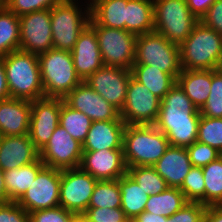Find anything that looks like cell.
Segmentation results:
<instances>
[{
    "mask_svg": "<svg viewBox=\"0 0 222 222\" xmlns=\"http://www.w3.org/2000/svg\"><path fill=\"white\" fill-rule=\"evenodd\" d=\"M200 112L176 83L163 97L155 126L172 146L188 147L197 141Z\"/></svg>",
    "mask_w": 222,
    "mask_h": 222,
    "instance_id": "cell-1",
    "label": "cell"
},
{
    "mask_svg": "<svg viewBox=\"0 0 222 222\" xmlns=\"http://www.w3.org/2000/svg\"><path fill=\"white\" fill-rule=\"evenodd\" d=\"M179 47L182 70H217L222 63V36L201 21Z\"/></svg>",
    "mask_w": 222,
    "mask_h": 222,
    "instance_id": "cell-2",
    "label": "cell"
},
{
    "mask_svg": "<svg viewBox=\"0 0 222 222\" xmlns=\"http://www.w3.org/2000/svg\"><path fill=\"white\" fill-rule=\"evenodd\" d=\"M2 58L10 98L34 101L44 97L38 55L19 49Z\"/></svg>",
    "mask_w": 222,
    "mask_h": 222,
    "instance_id": "cell-3",
    "label": "cell"
},
{
    "mask_svg": "<svg viewBox=\"0 0 222 222\" xmlns=\"http://www.w3.org/2000/svg\"><path fill=\"white\" fill-rule=\"evenodd\" d=\"M170 146L166 135L155 125H126L123 156L126 167L153 166Z\"/></svg>",
    "mask_w": 222,
    "mask_h": 222,
    "instance_id": "cell-4",
    "label": "cell"
},
{
    "mask_svg": "<svg viewBox=\"0 0 222 222\" xmlns=\"http://www.w3.org/2000/svg\"><path fill=\"white\" fill-rule=\"evenodd\" d=\"M83 1L63 0L50 9L53 48L72 51L90 21V3Z\"/></svg>",
    "mask_w": 222,
    "mask_h": 222,
    "instance_id": "cell-5",
    "label": "cell"
},
{
    "mask_svg": "<svg viewBox=\"0 0 222 222\" xmlns=\"http://www.w3.org/2000/svg\"><path fill=\"white\" fill-rule=\"evenodd\" d=\"M44 97L64 98L82 80L69 51L52 48L38 55Z\"/></svg>",
    "mask_w": 222,
    "mask_h": 222,
    "instance_id": "cell-6",
    "label": "cell"
},
{
    "mask_svg": "<svg viewBox=\"0 0 222 222\" xmlns=\"http://www.w3.org/2000/svg\"><path fill=\"white\" fill-rule=\"evenodd\" d=\"M134 64L154 66L176 80L182 70L180 47L156 31L137 35Z\"/></svg>",
    "mask_w": 222,
    "mask_h": 222,
    "instance_id": "cell-7",
    "label": "cell"
},
{
    "mask_svg": "<svg viewBox=\"0 0 222 222\" xmlns=\"http://www.w3.org/2000/svg\"><path fill=\"white\" fill-rule=\"evenodd\" d=\"M199 20L185 0H154V31L180 45Z\"/></svg>",
    "mask_w": 222,
    "mask_h": 222,
    "instance_id": "cell-8",
    "label": "cell"
},
{
    "mask_svg": "<svg viewBox=\"0 0 222 222\" xmlns=\"http://www.w3.org/2000/svg\"><path fill=\"white\" fill-rule=\"evenodd\" d=\"M90 26L96 31L104 66L131 69L135 61L137 35L122 29Z\"/></svg>",
    "mask_w": 222,
    "mask_h": 222,
    "instance_id": "cell-9",
    "label": "cell"
},
{
    "mask_svg": "<svg viewBox=\"0 0 222 222\" xmlns=\"http://www.w3.org/2000/svg\"><path fill=\"white\" fill-rule=\"evenodd\" d=\"M161 100L132 76L120 117L126 125H155Z\"/></svg>",
    "mask_w": 222,
    "mask_h": 222,
    "instance_id": "cell-10",
    "label": "cell"
},
{
    "mask_svg": "<svg viewBox=\"0 0 222 222\" xmlns=\"http://www.w3.org/2000/svg\"><path fill=\"white\" fill-rule=\"evenodd\" d=\"M97 180L80 167L61 170L59 203L81 216L88 208Z\"/></svg>",
    "mask_w": 222,
    "mask_h": 222,
    "instance_id": "cell-11",
    "label": "cell"
},
{
    "mask_svg": "<svg viewBox=\"0 0 222 222\" xmlns=\"http://www.w3.org/2000/svg\"><path fill=\"white\" fill-rule=\"evenodd\" d=\"M61 170L44 167L17 203L28 213L60 205Z\"/></svg>",
    "mask_w": 222,
    "mask_h": 222,
    "instance_id": "cell-12",
    "label": "cell"
},
{
    "mask_svg": "<svg viewBox=\"0 0 222 222\" xmlns=\"http://www.w3.org/2000/svg\"><path fill=\"white\" fill-rule=\"evenodd\" d=\"M82 144L60 125L53 132L48 143L39 151L40 160L46 167L71 169L80 167Z\"/></svg>",
    "mask_w": 222,
    "mask_h": 222,
    "instance_id": "cell-13",
    "label": "cell"
},
{
    "mask_svg": "<svg viewBox=\"0 0 222 222\" xmlns=\"http://www.w3.org/2000/svg\"><path fill=\"white\" fill-rule=\"evenodd\" d=\"M62 98L43 97L31 101L29 137L40 151L50 140L60 122Z\"/></svg>",
    "mask_w": 222,
    "mask_h": 222,
    "instance_id": "cell-14",
    "label": "cell"
},
{
    "mask_svg": "<svg viewBox=\"0 0 222 222\" xmlns=\"http://www.w3.org/2000/svg\"><path fill=\"white\" fill-rule=\"evenodd\" d=\"M19 19L20 50L40 55L53 48L50 9L35 11Z\"/></svg>",
    "mask_w": 222,
    "mask_h": 222,
    "instance_id": "cell-15",
    "label": "cell"
},
{
    "mask_svg": "<svg viewBox=\"0 0 222 222\" xmlns=\"http://www.w3.org/2000/svg\"><path fill=\"white\" fill-rule=\"evenodd\" d=\"M130 77V69L103 66L84 82L108 103L121 111L126 101Z\"/></svg>",
    "mask_w": 222,
    "mask_h": 222,
    "instance_id": "cell-16",
    "label": "cell"
},
{
    "mask_svg": "<svg viewBox=\"0 0 222 222\" xmlns=\"http://www.w3.org/2000/svg\"><path fill=\"white\" fill-rule=\"evenodd\" d=\"M72 109L84 113L92 121L122 120L120 111L82 81L64 98Z\"/></svg>",
    "mask_w": 222,
    "mask_h": 222,
    "instance_id": "cell-17",
    "label": "cell"
},
{
    "mask_svg": "<svg viewBox=\"0 0 222 222\" xmlns=\"http://www.w3.org/2000/svg\"><path fill=\"white\" fill-rule=\"evenodd\" d=\"M80 168L97 181L117 180L127 172L123 150L83 151Z\"/></svg>",
    "mask_w": 222,
    "mask_h": 222,
    "instance_id": "cell-18",
    "label": "cell"
},
{
    "mask_svg": "<svg viewBox=\"0 0 222 222\" xmlns=\"http://www.w3.org/2000/svg\"><path fill=\"white\" fill-rule=\"evenodd\" d=\"M75 71L82 81L104 66L96 31L88 24L70 52Z\"/></svg>",
    "mask_w": 222,
    "mask_h": 222,
    "instance_id": "cell-19",
    "label": "cell"
},
{
    "mask_svg": "<svg viewBox=\"0 0 222 222\" xmlns=\"http://www.w3.org/2000/svg\"><path fill=\"white\" fill-rule=\"evenodd\" d=\"M40 158L29 134L0 136V168L3 171L26 166Z\"/></svg>",
    "mask_w": 222,
    "mask_h": 222,
    "instance_id": "cell-20",
    "label": "cell"
},
{
    "mask_svg": "<svg viewBox=\"0 0 222 222\" xmlns=\"http://www.w3.org/2000/svg\"><path fill=\"white\" fill-rule=\"evenodd\" d=\"M31 101L7 98L0 100V136L29 134Z\"/></svg>",
    "mask_w": 222,
    "mask_h": 222,
    "instance_id": "cell-21",
    "label": "cell"
},
{
    "mask_svg": "<svg viewBox=\"0 0 222 222\" xmlns=\"http://www.w3.org/2000/svg\"><path fill=\"white\" fill-rule=\"evenodd\" d=\"M123 120L93 121L82 144V151L123 150Z\"/></svg>",
    "mask_w": 222,
    "mask_h": 222,
    "instance_id": "cell-22",
    "label": "cell"
},
{
    "mask_svg": "<svg viewBox=\"0 0 222 222\" xmlns=\"http://www.w3.org/2000/svg\"><path fill=\"white\" fill-rule=\"evenodd\" d=\"M153 167L168 187L180 188L192 164L185 147L170 145Z\"/></svg>",
    "mask_w": 222,
    "mask_h": 222,
    "instance_id": "cell-23",
    "label": "cell"
},
{
    "mask_svg": "<svg viewBox=\"0 0 222 222\" xmlns=\"http://www.w3.org/2000/svg\"><path fill=\"white\" fill-rule=\"evenodd\" d=\"M176 83L200 110L211 92L212 70H181Z\"/></svg>",
    "mask_w": 222,
    "mask_h": 222,
    "instance_id": "cell-24",
    "label": "cell"
},
{
    "mask_svg": "<svg viewBox=\"0 0 222 222\" xmlns=\"http://www.w3.org/2000/svg\"><path fill=\"white\" fill-rule=\"evenodd\" d=\"M127 0H94L89 25L125 30Z\"/></svg>",
    "mask_w": 222,
    "mask_h": 222,
    "instance_id": "cell-25",
    "label": "cell"
},
{
    "mask_svg": "<svg viewBox=\"0 0 222 222\" xmlns=\"http://www.w3.org/2000/svg\"><path fill=\"white\" fill-rule=\"evenodd\" d=\"M125 30L135 35L154 31V0H127Z\"/></svg>",
    "mask_w": 222,
    "mask_h": 222,
    "instance_id": "cell-26",
    "label": "cell"
},
{
    "mask_svg": "<svg viewBox=\"0 0 222 222\" xmlns=\"http://www.w3.org/2000/svg\"><path fill=\"white\" fill-rule=\"evenodd\" d=\"M44 167L45 164L39 158L26 166L4 171L5 188L9 201L17 202Z\"/></svg>",
    "mask_w": 222,
    "mask_h": 222,
    "instance_id": "cell-27",
    "label": "cell"
},
{
    "mask_svg": "<svg viewBox=\"0 0 222 222\" xmlns=\"http://www.w3.org/2000/svg\"><path fill=\"white\" fill-rule=\"evenodd\" d=\"M130 71L136 81L143 84L160 100L176 84V80L170 74L151 65L133 64Z\"/></svg>",
    "mask_w": 222,
    "mask_h": 222,
    "instance_id": "cell-28",
    "label": "cell"
},
{
    "mask_svg": "<svg viewBox=\"0 0 222 222\" xmlns=\"http://www.w3.org/2000/svg\"><path fill=\"white\" fill-rule=\"evenodd\" d=\"M121 209L127 219L133 220L145 210L149 195L127 173L119 178Z\"/></svg>",
    "mask_w": 222,
    "mask_h": 222,
    "instance_id": "cell-29",
    "label": "cell"
},
{
    "mask_svg": "<svg viewBox=\"0 0 222 222\" xmlns=\"http://www.w3.org/2000/svg\"><path fill=\"white\" fill-rule=\"evenodd\" d=\"M188 201L183 192L177 187H167L157 195H150L145 204V212L171 217Z\"/></svg>",
    "mask_w": 222,
    "mask_h": 222,
    "instance_id": "cell-30",
    "label": "cell"
},
{
    "mask_svg": "<svg viewBox=\"0 0 222 222\" xmlns=\"http://www.w3.org/2000/svg\"><path fill=\"white\" fill-rule=\"evenodd\" d=\"M20 47V19L0 4V57L19 50Z\"/></svg>",
    "mask_w": 222,
    "mask_h": 222,
    "instance_id": "cell-31",
    "label": "cell"
},
{
    "mask_svg": "<svg viewBox=\"0 0 222 222\" xmlns=\"http://www.w3.org/2000/svg\"><path fill=\"white\" fill-rule=\"evenodd\" d=\"M92 122L84 113L72 109L65 102L62 103L59 125L81 144L86 140Z\"/></svg>",
    "mask_w": 222,
    "mask_h": 222,
    "instance_id": "cell-32",
    "label": "cell"
},
{
    "mask_svg": "<svg viewBox=\"0 0 222 222\" xmlns=\"http://www.w3.org/2000/svg\"><path fill=\"white\" fill-rule=\"evenodd\" d=\"M205 205H222V156L202 167Z\"/></svg>",
    "mask_w": 222,
    "mask_h": 222,
    "instance_id": "cell-33",
    "label": "cell"
},
{
    "mask_svg": "<svg viewBox=\"0 0 222 222\" xmlns=\"http://www.w3.org/2000/svg\"><path fill=\"white\" fill-rule=\"evenodd\" d=\"M88 207H121V192L119 187V179L97 181L94 186Z\"/></svg>",
    "mask_w": 222,
    "mask_h": 222,
    "instance_id": "cell-34",
    "label": "cell"
},
{
    "mask_svg": "<svg viewBox=\"0 0 222 222\" xmlns=\"http://www.w3.org/2000/svg\"><path fill=\"white\" fill-rule=\"evenodd\" d=\"M147 195H157L168 186L166 181L155 171L153 166L127 167L126 172Z\"/></svg>",
    "mask_w": 222,
    "mask_h": 222,
    "instance_id": "cell-35",
    "label": "cell"
},
{
    "mask_svg": "<svg viewBox=\"0 0 222 222\" xmlns=\"http://www.w3.org/2000/svg\"><path fill=\"white\" fill-rule=\"evenodd\" d=\"M197 141L214 147L222 154V118L200 116Z\"/></svg>",
    "mask_w": 222,
    "mask_h": 222,
    "instance_id": "cell-36",
    "label": "cell"
},
{
    "mask_svg": "<svg viewBox=\"0 0 222 222\" xmlns=\"http://www.w3.org/2000/svg\"><path fill=\"white\" fill-rule=\"evenodd\" d=\"M187 201L205 205V182L202 167H191L182 186L179 188Z\"/></svg>",
    "mask_w": 222,
    "mask_h": 222,
    "instance_id": "cell-37",
    "label": "cell"
},
{
    "mask_svg": "<svg viewBox=\"0 0 222 222\" xmlns=\"http://www.w3.org/2000/svg\"><path fill=\"white\" fill-rule=\"evenodd\" d=\"M199 112L205 117L222 118V74L218 70H212L211 92Z\"/></svg>",
    "mask_w": 222,
    "mask_h": 222,
    "instance_id": "cell-38",
    "label": "cell"
},
{
    "mask_svg": "<svg viewBox=\"0 0 222 222\" xmlns=\"http://www.w3.org/2000/svg\"><path fill=\"white\" fill-rule=\"evenodd\" d=\"M63 0H2L1 3L16 16L20 17L35 11L52 9Z\"/></svg>",
    "mask_w": 222,
    "mask_h": 222,
    "instance_id": "cell-39",
    "label": "cell"
},
{
    "mask_svg": "<svg viewBox=\"0 0 222 222\" xmlns=\"http://www.w3.org/2000/svg\"><path fill=\"white\" fill-rule=\"evenodd\" d=\"M186 149L193 167L206 166L222 156V154L214 147L198 141L186 147Z\"/></svg>",
    "mask_w": 222,
    "mask_h": 222,
    "instance_id": "cell-40",
    "label": "cell"
},
{
    "mask_svg": "<svg viewBox=\"0 0 222 222\" xmlns=\"http://www.w3.org/2000/svg\"><path fill=\"white\" fill-rule=\"evenodd\" d=\"M77 217L78 215L64 209L60 205L29 213L30 222H74Z\"/></svg>",
    "mask_w": 222,
    "mask_h": 222,
    "instance_id": "cell-41",
    "label": "cell"
},
{
    "mask_svg": "<svg viewBox=\"0 0 222 222\" xmlns=\"http://www.w3.org/2000/svg\"><path fill=\"white\" fill-rule=\"evenodd\" d=\"M81 216L87 222H124L127 219L121 207H88L87 210Z\"/></svg>",
    "mask_w": 222,
    "mask_h": 222,
    "instance_id": "cell-42",
    "label": "cell"
},
{
    "mask_svg": "<svg viewBox=\"0 0 222 222\" xmlns=\"http://www.w3.org/2000/svg\"><path fill=\"white\" fill-rule=\"evenodd\" d=\"M206 207V205L200 202L188 201L180 210L175 212L171 218L174 222H204Z\"/></svg>",
    "mask_w": 222,
    "mask_h": 222,
    "instance_id": "cell-43",
    "label": "cell"
},
{
    "mask_svg": "<svg viewBox=\"0 0 222 222\" xmlns=\"http://www.w3.org/2000/svg\"><path fill=\"white\" fill-rule=\"evenodd\" d=\"M0 222H30L29 213L16 201L0 203Z\"/></svg>",
    "mask_w": 222,
    "mask_h": 222,
    "instance_id": "cell-44",
    "label": "cell"
},
{
    "mask_svg": "<svg viewBox=\"0 0 222 222\" xmlns=\"http://www.w3.org/2000/svg\"><path fill=\"white\" fill-rule=\"evenodd\" d=\"M200 21L222 36V0H216Z\"/></svg>",
    "mask_w": 222,
    "mask_h": 222,
    "instance_id": "cell-45",
    "label": "cell"
},
{
    "mask_svg": "<svg viewBox=\"0 0 222 222\" xmlns=\"http://www.w3.org/2000/svg\"><path fill=\"white\" fill-rule=\"evenodd\" d=\"M190 12L200 21L216 0H185Z\"/></svg>",
    "mask_w": 222,
    "mask_h": 222,
    "instance_id": "cell-46",
    "label": "cell"
},
{
    "mask_svg": "<svg viewBox=\"0 0 222 222\" xmlns=\"http://www.w3.org/2000/svg\"><path fill=\"white\" fill-rule=\"evenodd\" d=\"M204 222H222V205H210L206 207Z\"/></svg>",
    "mask_w": 222,
    "mask_h": 222,
    "instance_id": "cell-47",
    "label": "cell"
},
{
    "mask_svg": "<svg viewBox=\"0 0 222 222\" xmlns=\"http://www.w3.org/2000/svg\"><path fill=\"white\" fill-rule=\"evenodd\" d=\"M10 98L3 58L0 57V100Z\"/></svg>",
    "mask_w": 222,
    "mask_h": 222,
    "instance_id": "cell-48",
    "label": "cell"
},
{
    "mask_svg": "<svg viewBox=\"0 0 222 222\" xmlns=\"http://www.w3.org/2000/svg\"><path fill=\"white\" fill-rule=\"evenodd\" d=\"M133 222H163V216L143 211Z\"/></svg>",
    "mask_w": 222,
    "mask_h": 222,
    "instance_id": "cell-49",
    "label": "cell"
},
{
    "mask_svg": "<svg viewBox=\"0 0 222 222\" xmlns=\"http://www.w3.org/2000/svg\"><path fill=\"white\" fill-rule=\"evenodd\" d=\"M5 202H9V197L5 188L4 171L0 168V203Z\"/></svg>",
    "mask_w": 222,
    "mask_h": 222,
    "instance_id": "cell-50",
    "label": "cell"
},
{
    "mask_svg": "<svg viewBox=\"0 0 222 222\" xmlns=\"http://www.w3.org/2000/svg\"><path fill=\"white\" fill-rule=\"evenodd\" d=\"M74 222H87L82 216H78Z\"/></svg>",
    "mask_w": 222,
    "mask_h": 222,
    "instance_id": "cell-51",
    "label": "cell"
},
{
    "mask_svg": "<svg viewBox=\"0 0 222 222\" xmlns=\"http://www.w3.org/2000/svg\"><path fill=\"white\" fill-rule=\"evenodd\" d=\"M163 222H174L171 217H165L163 216Z\"/></svg>",
    "mask_w": 222,
    "mask_h": 222,
    "instance_id": "cell-52",
    "label": "cell"
},
{
    "mask_svg": "<svg viewBox=\"0 0 222 222\" xmlns=\"http://www.w3.org/2000/svg\"><path fill=\"white\" fill-rule=\"evenodd\" d=\"M217 70L222 74V63L218 66Z\"/></svg>",
    "mask_w": 222,
    "mask_h": 222,
    "instance_id": "cell-53",
    "label": "cell"
},
{
    "mask_svg": "<svg viewBox=\"0 0 222 222\" xmlns=\"http://www.w3.org/2000/svg\"><path fill=\"white\" fill-rule=\"evenodd\" d=\"M124 222H133V220L126 219Z\"/></svg>",
    "mask_w": 222,
    "mask_h": 222,
    "instance_id": "cell-54",
    "label": "cell"
},
{
    "mask_svg": "<svg viewBox=\"0 0 222 222\" xmlns=\"http://www.w3.org/2000/svg\"><path fill=\"white\" fill-rule=\"evenodd\" d=\"M90 4L94 1V0H87Z\"/></svg>",
    "mask_w": 222,
    "mask_h": 222,
    "instance_id": "cell-55",
    "label": "cell"
}]
</instances>
